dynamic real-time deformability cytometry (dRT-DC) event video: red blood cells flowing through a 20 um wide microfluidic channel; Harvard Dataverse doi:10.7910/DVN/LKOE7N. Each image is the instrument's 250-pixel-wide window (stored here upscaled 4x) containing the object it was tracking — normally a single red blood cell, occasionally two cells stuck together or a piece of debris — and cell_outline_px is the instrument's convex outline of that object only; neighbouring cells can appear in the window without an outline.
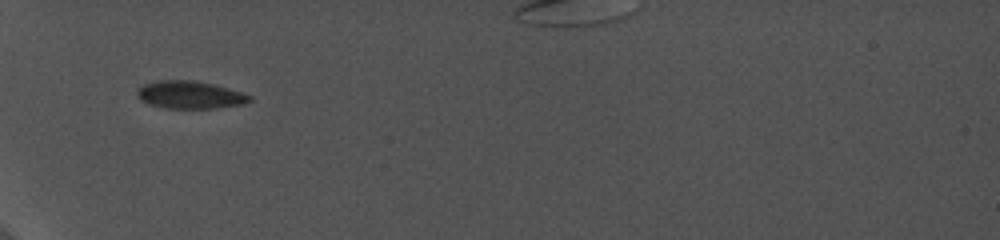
{"species": "common noctule bat (a hibernating species)", "species_latin": "Nyctalus noctula", "temperature_condition": "cold", "stored_images_in_passage": 10, "camera_frame_rate_fps": 5000, "um_per_image_px": 0.085, "animal": {"sex": "female", "body_mass_g": 19.0, "forearm_length_mm": 56.7}, "frame": {"image": 1, "passage_image": 1, "time_ms": 0.0, "image_size_px": [1000, 240], "cell_outline_px": [[252, 100], [244, 104], [216, 108], [164, 108], [148, 104], [140, 100], [136, 96], [136, 88], [144, 84], [156, 80], [196, 80], [216, 84], [252, 96]], "centroid_in_image_um": [16.11, 8.05], "position_along_channel_um": 68.9, "area_um2": 18.44}}